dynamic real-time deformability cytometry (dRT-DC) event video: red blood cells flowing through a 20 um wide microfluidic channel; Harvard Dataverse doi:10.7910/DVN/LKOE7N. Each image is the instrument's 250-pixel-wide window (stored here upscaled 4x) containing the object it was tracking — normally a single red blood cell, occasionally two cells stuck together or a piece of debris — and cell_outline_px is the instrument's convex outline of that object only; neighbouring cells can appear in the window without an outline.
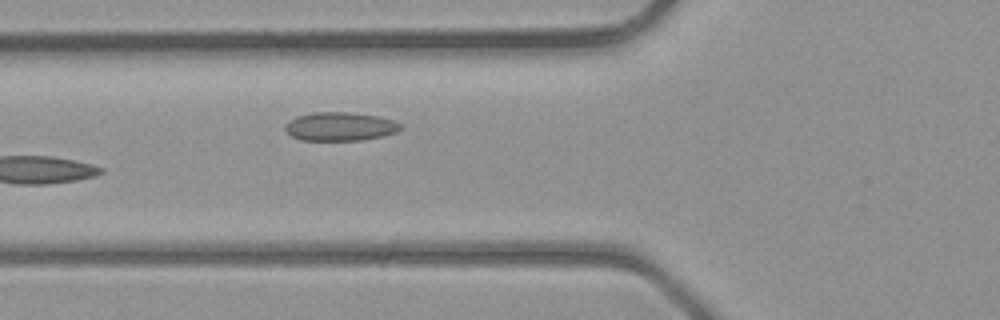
{"species": "common noctule bat (a hibernating species)", "species_latin": "Nyctalus noctula", "temperature_condition": "room temperature", "stored_images_in_passage": 5, "camera_frame_rate_fps": 3000, "um_per_image_px": 0.085, "animal": {"sex": "male", "body_mass_g": 23.1, "forearm_length_mm": 52.7}, "frame": {"image": 1, "passage_image": 5, "time_ms": 5.667, "image_size_px": [1000, 320], "cell_outline_px": [[404, 128], [396, 132], [380, 136], [360, 140], [300, 140], [292, 136], [284, 128], [284, 124], [288, 120], [296, 116], [312, 112], [352, 112], [380, 116], [392, 120], [400, 124]], "centroid_in_image_um": [28.88, 10.74], "position_along_channel_um": 96.9, "area_um2": 19.36}}